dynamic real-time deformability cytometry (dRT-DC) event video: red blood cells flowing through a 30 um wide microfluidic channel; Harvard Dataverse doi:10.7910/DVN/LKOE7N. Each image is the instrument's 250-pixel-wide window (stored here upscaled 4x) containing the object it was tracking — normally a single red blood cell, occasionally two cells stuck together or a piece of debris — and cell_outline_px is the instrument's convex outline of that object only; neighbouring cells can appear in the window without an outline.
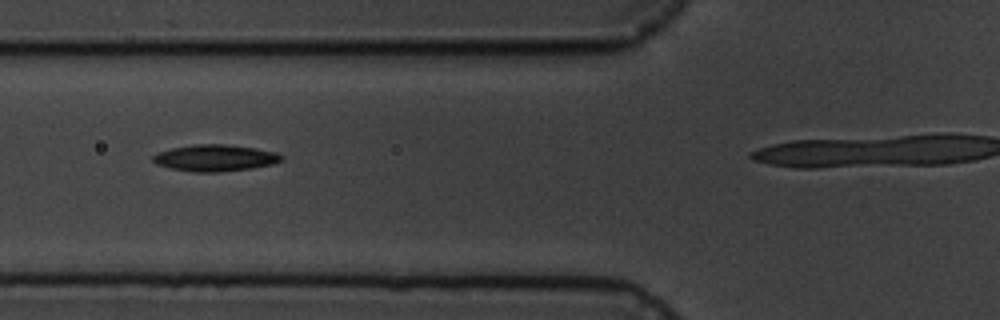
{"species": "common noctule bat (a hibernating species)", "species_latin": "Nyctalus noctula", "temperature_condition": "cold", "stored_images_in_passage": 6, "camera_frame_rate_fps": 3000, "um_per_image_px": 0.085, "animal": {"sex": "male", "body_mass_g": 19.5, "forearm_length_mm": 54.6}, "frame": {"image": 1, "passage_image": 4, "time_ms": 3.333, "image_size_px": [1000, 320], "cell_outline_px": [[284, 160], [272, 164], [252, 168], [216, 172], [192, 172], [172, 168], [156, 164], [152, 160], [152, 156], [156, 152], [172, 148], [196, 144], [224, 144], [256, 148], [276, 152], [284, 156]], "centroid_in_image_um": [18.29, 13.42], "position_along_channel_um": 107.5, "area_um2": 19.94}}
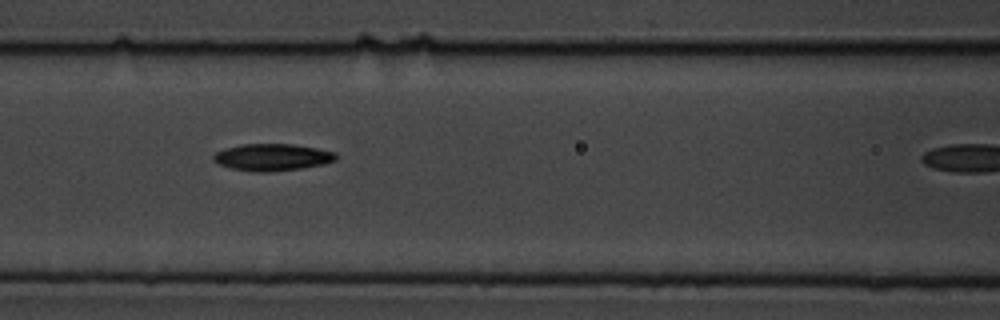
{"frame": {"image": 2, "passage_image": 5, "time_ms": 4.333, "image_size_px": [1000, 320], "cell_outline_px": [[336, 160], [324, 164], [300, 168], [268, 172], [252, 172], [228, 168], [216, 164], [212, 160], [212, 156], [216, 152], [224, 148], [240, 144], [292, 144], [316, 148], [336, 152]], "centroid_in_image_um": [23.07, 13.37], "position_along_channel_um": 143.5, "area_um2": 19.48}}